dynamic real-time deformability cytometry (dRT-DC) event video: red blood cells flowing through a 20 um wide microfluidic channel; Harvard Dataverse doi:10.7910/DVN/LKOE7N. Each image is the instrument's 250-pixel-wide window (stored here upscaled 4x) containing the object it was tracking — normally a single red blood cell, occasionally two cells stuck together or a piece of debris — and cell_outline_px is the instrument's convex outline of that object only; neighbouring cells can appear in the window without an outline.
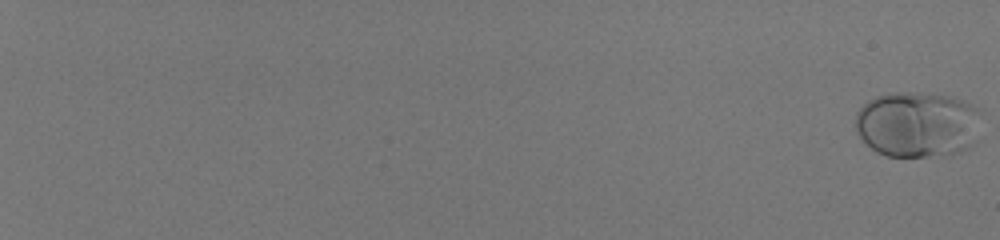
{"species": "human", "species_latin": "Homo sapiens", "temperature_condition": "room temperature", "stored_images_in_passage": 9, "camera_frame_rate_fps": 3000, "um_per_image_px": 0.085, "donor": {"sex": "male"}, "frame": {"image": 1, "passage_image": 1, "time_ms": 0.0, "image_size_px": [1000, 240], "cell_outline_px": [[976, 108], [972, 144], [968, 148], [956, 152], [928, 156], [888, 156], [876, 152], [856, 132], [856, 112], [868, 100], [876, 96], [896, 92], [916, 92], [948, 96], [964, 100]], "centroid_in_image_um": [77.87, 10.55], "position_along_channel_um": 7.1, "area_um2": 47.16}}